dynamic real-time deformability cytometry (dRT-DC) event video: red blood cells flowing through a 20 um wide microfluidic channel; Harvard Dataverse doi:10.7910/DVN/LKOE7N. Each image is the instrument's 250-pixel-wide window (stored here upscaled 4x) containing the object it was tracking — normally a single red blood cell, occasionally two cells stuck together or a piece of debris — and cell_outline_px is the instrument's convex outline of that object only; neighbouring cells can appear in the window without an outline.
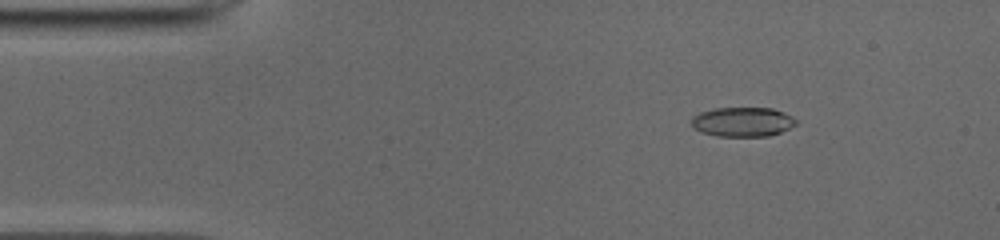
{"species": "common noctule bat (a hibernating species)", "species_latin": "Nyctalus noctula", "temperature_condition": "cold", "stored_images_in_passage": 49, "camera_frame_rate_fps": 3000, "um_per_image_px": 0.085, "animal": {"sex": "male", "body_mass_g": 19.0, "forearm_length_mm": 50.8}, "frame": {"image": 1, "passage_image": 5, "time_ms": 1.333, "image_size_px": [1000, 240], "cell_outline_px": [[796, 124], [780, 132], [768, 136], [716, 136], [700, 132], [692, 128], [692, 116], [700, 112], [712, 108], [772, 108], [784, 112], [792, 116], [796, 120]], "centroid_in_image_um": [63.08, 10.35], "position_along_channel_um": 21.9, "area_um2": 18.03}}
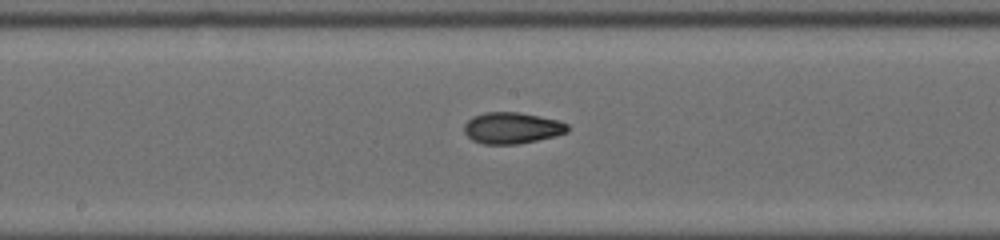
{"frame": {"image": 2, "passage_image": 24, "time_ms": 7.667, "image_size_px": [1000, 240], "cell_outline_px": [[568, 132], [556, 136], [516, 144], [484, 144], [472, 140], [464, 132], [464, 124], [472, 116], [484, 112], [520, 112], [556, 120], [568, 124]], "centroid_in_image_um": [43.49, 10.87], "position_along_channel_um": 204.7, "area_um2": 18.84}}
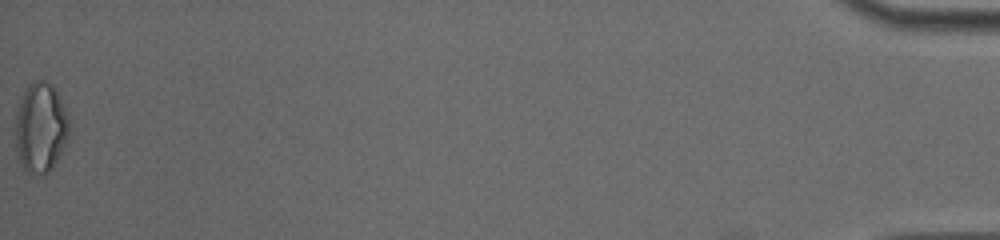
{"frame": {"image": 3, "passage_image": 49, "time_ms": 16.0, "image_size_px": [1000, 240], "cell_outline_px": [[68, 136], [52, 168], [44, 176], [24, 172], [16, 152], [16, 116], [24, 92], [28, 84], [36, 80], [44, 80], [52, 84], [60, 96], [68, 112]], "centroid_in_image_um": [3.45, 10.86], "position_along_channel_um": 431.7, "area_um2": 28.15}, "authors_computed_cell_mechanics": {"area_um2": 18.5538, "velocity_mm_per_s": 3.965, "shape_relaxation_time_tau1_ms": 4.3786, "shape_relaxation_time_tau2_ms": 2.2918, "deformation_change_tau1": 0.1787, "deformation_change_tau2": 0.0794}}